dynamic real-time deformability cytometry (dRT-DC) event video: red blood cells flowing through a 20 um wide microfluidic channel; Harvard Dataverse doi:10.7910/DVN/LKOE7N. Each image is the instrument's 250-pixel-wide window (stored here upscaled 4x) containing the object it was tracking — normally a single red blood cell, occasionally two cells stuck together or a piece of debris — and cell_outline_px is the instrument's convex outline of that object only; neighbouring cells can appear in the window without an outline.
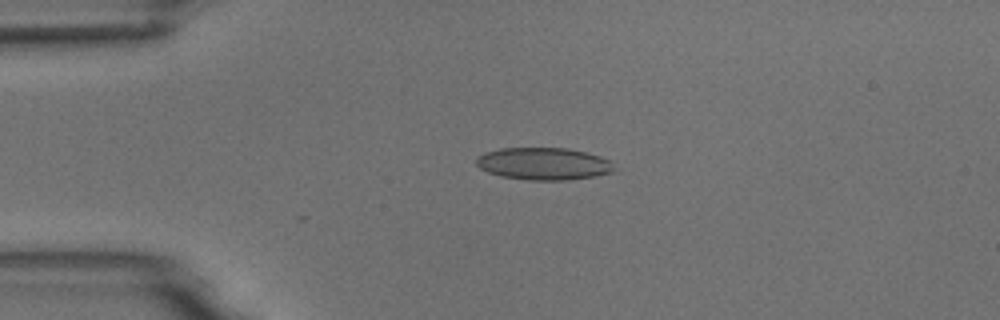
{"species": "common noctule bat (a hibernating species)", "species_latin": "Nyctalus noctula", "temperature_condition": "room temperature", "stored_images_in_passage": 2, "camera_frame_rate_fps": 3000, "um_per_image_px": 0.085, "animal": {"sex": "male", "body_mass_g": 18.8}, "frame": {"image": 1, "passage_image": 1, "time_ms": 0.0, "image_size_px": [1000, 320], "cell_outline_px": [[616, 168], [612, 172], [596, 176], [568, 180], [528, 180], [500, 176], [488, 172], [480, 168], [476, 164], [476, 160], [484, 152], [500, 148], [568, 148], [600, 156], [608, 160]], "centroid_in_image_um": [46.21, 13.92], "position_along_channel_um": 38.8, "area_um2": 25.95}}